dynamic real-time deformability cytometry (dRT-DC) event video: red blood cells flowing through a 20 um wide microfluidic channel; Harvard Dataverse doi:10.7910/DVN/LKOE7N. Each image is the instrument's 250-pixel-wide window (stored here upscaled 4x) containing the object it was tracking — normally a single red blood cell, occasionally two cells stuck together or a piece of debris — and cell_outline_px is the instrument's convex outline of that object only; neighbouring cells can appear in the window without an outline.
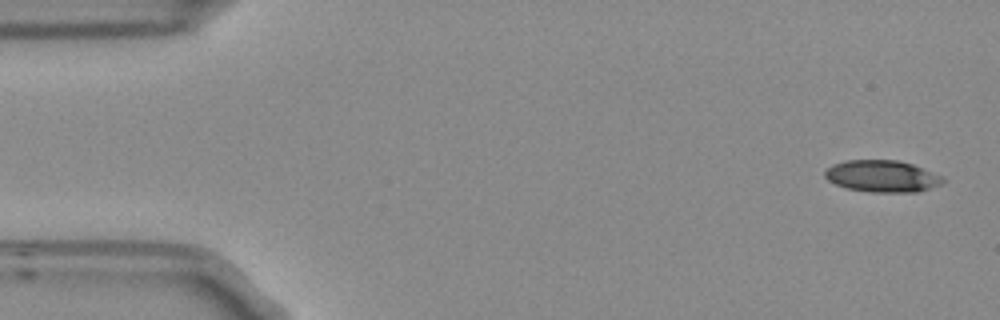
{"species": "Egyptian fruit bat (a non-hibernating species)", "species_latin": "Rousettus aegyptiacus", "temperature_condition": "room temperature", "stored_images_in_passage": 8, "camera_frame_rate_fps": 3000, "um_per_image_px": 0.085, "frame": {"image": 1, "passage_image": 1, "time_ms": 0.0, "image_size_px": [1000, 320], "cell_outline_px": [[944, 180], [940, 184], [916, 192], [868, 192], [848, 188], [836, 184], [828, 180], [824, 176], [824, 172], [832, 164], [844, 160], [896, 160], [912, 164], [944, 176]], "centroid_in_image_um": [74.96, 14.97], "position_along_channel_um": 10.0, "area_um2": 21.79}}
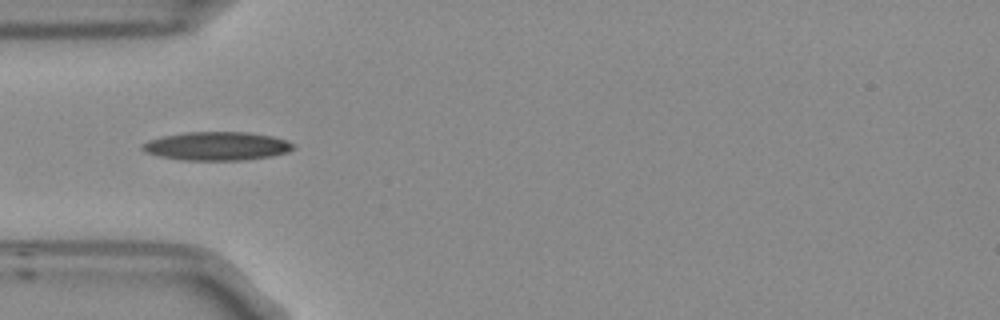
{"frame": {"image": 2, "passage_image": 5, "time_ms": 1.333, "image_size_px": [1000, 320], "cell_outline_px": [[296, 148], [288, 152], [268, 156], [240, 160], [180, 160], [156, 156], [144, 152], [140, 148], [140, 144], [148, 140], [164, 136], [184, 132], [248, 132], [272, 136], [284, 140], [292, 144]], "centroid_in_image_um": [18.35, 12.42], "position_along_channel_um": 66.7, "area_um2": 25.14}}